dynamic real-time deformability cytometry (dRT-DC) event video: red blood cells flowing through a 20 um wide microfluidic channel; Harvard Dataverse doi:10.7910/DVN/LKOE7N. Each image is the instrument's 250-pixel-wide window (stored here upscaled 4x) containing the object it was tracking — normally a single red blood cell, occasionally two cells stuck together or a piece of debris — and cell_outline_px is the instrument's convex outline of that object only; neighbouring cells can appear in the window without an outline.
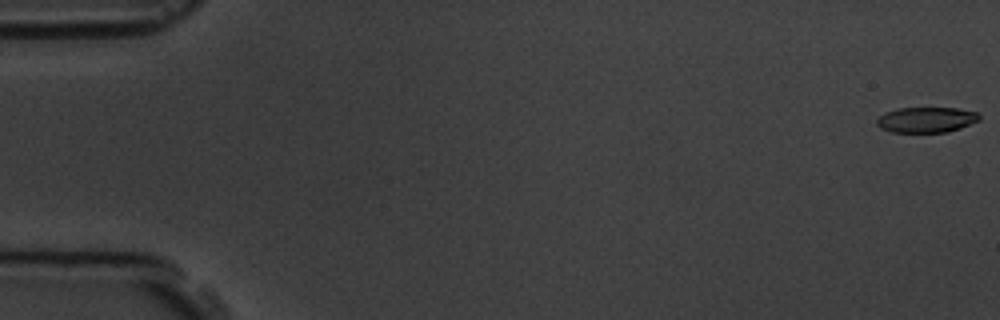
{"species": "common noctule bat (a hibernating species)", "species_latin": "Nyctalus noctula", "temperature_condition": "room temperature", "stored_images_in_passage": 5, "camera_frame_rate_fps": 3000, "um_per_image_px": 0.085, "animal": {"sex": "male", "body_mass_g": 19.5, "forearm_length_mm": 54.6}, "frame": {"image": 1, "passage_image": 1, "time_ms": 0.0, "image_size_px": [1000, 320], "cell_outline_px": [[980, 120], [960, 128], [948, 132], [892, 132], [880, 128], [876, 124], [876, 120], [884, 112], [900, 108], [956, 108], [976, 112], [980, 116]], "centroid_in_image_um": [78.72, 10.18], "position_along_channel_um": 6.3, "area_um2": 15.2}}
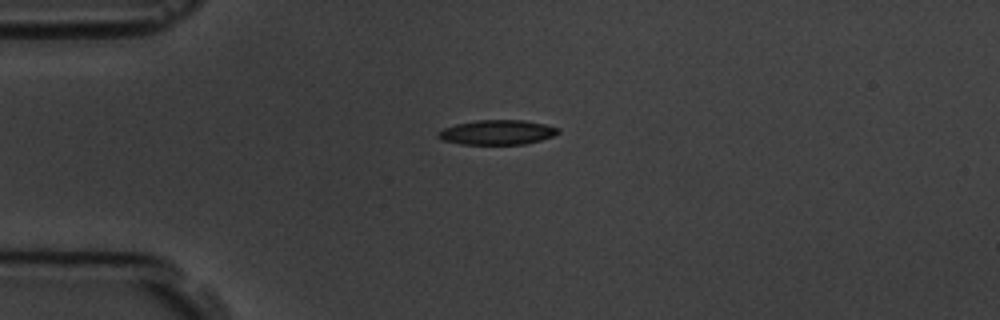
{"frame": {"image": 2, "passage_image": 5, "time_ms": 4.667, "image_size_px": [1000, 320], "cell_outline_px": [[560, 132], [552, 136], [540, 140], [524, 144], [460, 144], [444, 140], [436, 136], [436, 132], [444, 128], [456, 124], [476, 120], [524, 120], [544, 124], [560, 128]], "centroid_in_image_um": [42.25, 11.24], "position_along_channel_um": 42.7, "area_um2": 17.22}}